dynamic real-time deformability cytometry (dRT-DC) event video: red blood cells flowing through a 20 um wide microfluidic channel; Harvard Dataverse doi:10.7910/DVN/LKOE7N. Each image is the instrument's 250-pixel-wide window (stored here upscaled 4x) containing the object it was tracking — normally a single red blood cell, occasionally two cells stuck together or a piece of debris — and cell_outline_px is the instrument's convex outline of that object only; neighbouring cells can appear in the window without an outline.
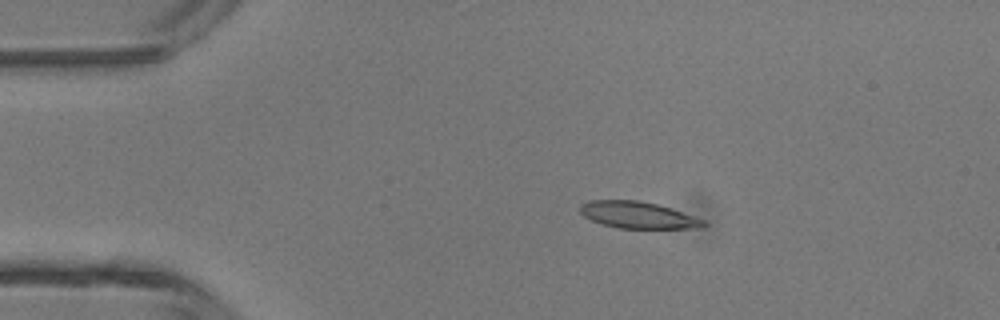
{"species": "common noctule bat (a hibernating species)", "species_latin": "Nyctalus noctula", "temperature_condition": "room temperature", "stored_images_in_passage": 46, "camera_frame_rate_fps": 3000, "um_per_image_px": 0.085, "animal": {"sex": "male", "body_mass_g": 13.3}, "frame": {"image": 1, "passage_image": 8, "time_ms": 2.333, "image_size_px": [1000, 320], "cell_outline_px": [[708, 224], [704, 228], [620, 228], [600, 224], [584, 216], [580, 212], [580, 204], [588, 200], [640, 200], [672, 208], [704, 220]], "centroid_in_image_um": [54.23, 18.27], "position_along_channel_um": 30.8, "area_um2": 19.31}}
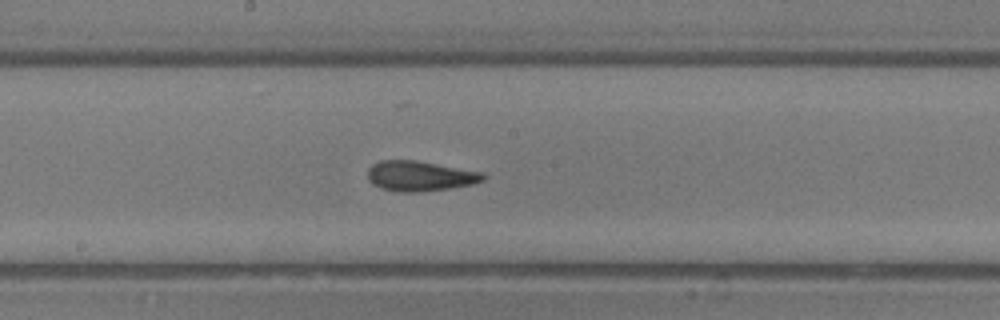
{"frame": {"image": 2, "passage_image": 24, "time_ms": 7.667, "image_size_px": [1000, 320], "cell_outline_px": [[488, 176], [484, 180], [472, 184], [448, 188], [420, 192], [396, 192], [380, 188], [372, 184], [368, 180], [368, 168], [372, 164], [380, 160], [416, 160], [484, 172]], "centroid_in_image_um": [35.69, 14.96], "position_along_channel_um": 212.5, "area_um2": 20.52}}
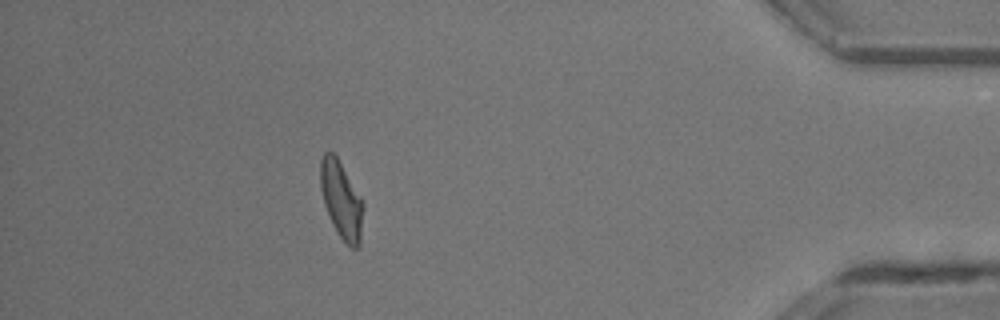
{"frame": {"image": 3, "passage_image": 41, "time_ms": 13.333, "image_size_px": [1000, 320], "cell_outline_px": [[364, 204], [360, 244], [356, 248], [352, 248], [340, 236], [332, 224], [324, 204], [320, 188], [320, 160], [324, 152], [332, 152], [336, 156]], "centroid_in_image_um": [29.0, 17.0], "position_along_channel_um": 406.2, "area_um2": 18.9}, "authors_computed_cell_mechanics": {"area_um2": 19.7098, "velocity_mm_per_s": 4.3692, "shape_relaxation_time_tau1_ms": 10.6808, "shape_relaxation_time_tau2_ms": 1.7264, "deformation_change_tau1": 0.2936, "deformation_change_tau2": 0.1012}}